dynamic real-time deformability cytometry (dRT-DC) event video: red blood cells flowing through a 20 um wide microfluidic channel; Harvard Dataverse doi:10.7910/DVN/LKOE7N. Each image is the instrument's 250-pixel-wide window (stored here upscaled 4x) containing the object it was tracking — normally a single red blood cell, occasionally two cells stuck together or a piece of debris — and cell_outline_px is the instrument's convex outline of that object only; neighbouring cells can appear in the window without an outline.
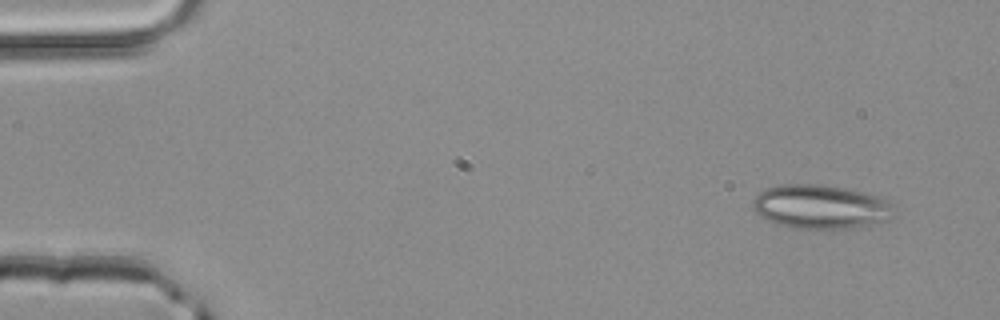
{"species": "common noctule bat (a hibernating species)", "species_latin": "Nyctalus noctula", "temperature_condition": "room temperature", "stored_images_in_passage": 3, "camera_frame_rate_fps": 3000, "um_per_image_px": 0.085, "animal": {"sex": "male", "body_mass_g": 20.4}, "frame": {"image": 1, "passage_image": 1, "time_ms": 0.0, "image_size_px": [1000, 320], "cell_outline_px": [[896, 216], [892, 220], [868, 228], [792, 228], [768, 220], [756, 212], [752, 208], [752, 200], [760, 192], [768, 188], [780, 184], [820, 184], [848, 188], [880, 196], [888, 200]], "centroid_in_image_um": [69.86, 17.59], "position_along_channel_um": 15.1, "area_um2": 36.88}}